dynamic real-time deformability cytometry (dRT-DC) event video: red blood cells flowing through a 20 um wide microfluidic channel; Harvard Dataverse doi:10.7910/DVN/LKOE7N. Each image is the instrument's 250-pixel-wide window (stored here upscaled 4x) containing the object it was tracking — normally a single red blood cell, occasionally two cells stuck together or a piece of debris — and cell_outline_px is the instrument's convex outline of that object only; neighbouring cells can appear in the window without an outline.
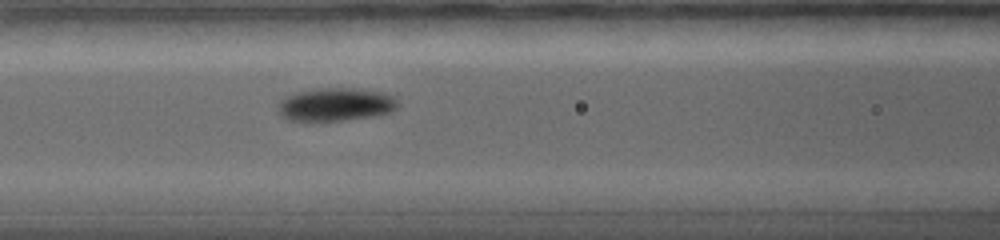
{"species": "common noctule bat (a hibernating species)", "species_latin": "Nyctalus noctula", "temperature_condition": "warm", "stored_images_in_passage": 20, "camera_frame_rate_fps": 5000, "um_per_image_px": 0.085, "animal": {"sex": "female", "body_mass_g": 19.0, "forearm_length_mm": 56.7}, "frame": {"image": 1, "passage_image": 7, "time_ms": 5.0, "image_size_px": [1000, 240], "cell_outline_px": [[396, 108], [388, 112], [376, 116], [304, 124], [284, 120], [280, 116], [280, 100], [296, 92], [316, 88], [352, 88], [380, 92], [392, 96], [396, 100]], "centroid_in_image_um": [28.42, 8.92], "position_along_channel_um": 138.2, "area_um2": 23.52}}
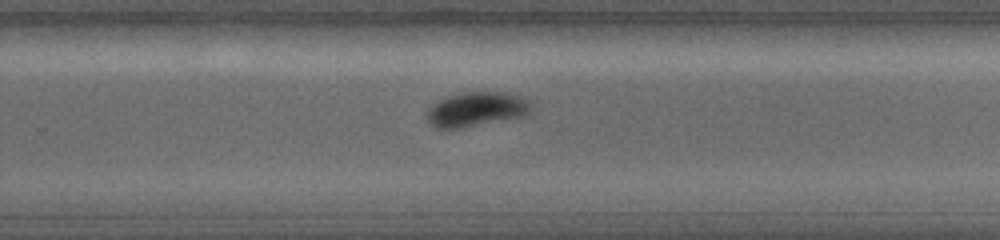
{"frame": {"image": 2, "passage_image": 12, "time_ms": 9.4, "image_size_px": [1000, 240], "cell_outline_px": [[532, 104], [528, 112], [524, 116], [460, 128], [436, 128], [428, 120], [428, 108], [432, 104], [448, 96], [468, 92], [500, 92], [516, 96], [528, 100]], "centroid_in_image_um": [40.48, 9.29], "position_along_channel_um": 289.3, "area_um2": 20.4}}
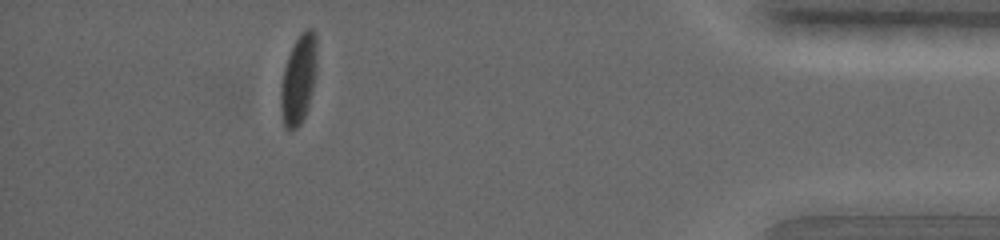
{"frame": {"image": 3, "passage_image": 18, "time_ms": 14.6, "image_size_px": [1000, 240], "cell_outline_px": [[316, 72], [308, 108], [300, 124], [296, 128], [288, 132], [284, 128], [280, 108], [280, 88], [284, 68], [288, 56], [300, 32], [308, 28], [312, 28], [316, 32]], "centroid_in_image_um": [25.36, 6.77], "position_along_channel_um": 409.8, "area_um2": 18.96}, "authors_computed_cell_mechanics": {"area_um2": 20.8369, "velocity_mm_per_s": 3.4408, "shape_relaxation_time_tau1_ms": 2.3383, "shape_relaxation_time_tau2_ms": 2.0399, "deformation_change_tau1": 0.1141, "deformation_change_tau2": 0.044}}